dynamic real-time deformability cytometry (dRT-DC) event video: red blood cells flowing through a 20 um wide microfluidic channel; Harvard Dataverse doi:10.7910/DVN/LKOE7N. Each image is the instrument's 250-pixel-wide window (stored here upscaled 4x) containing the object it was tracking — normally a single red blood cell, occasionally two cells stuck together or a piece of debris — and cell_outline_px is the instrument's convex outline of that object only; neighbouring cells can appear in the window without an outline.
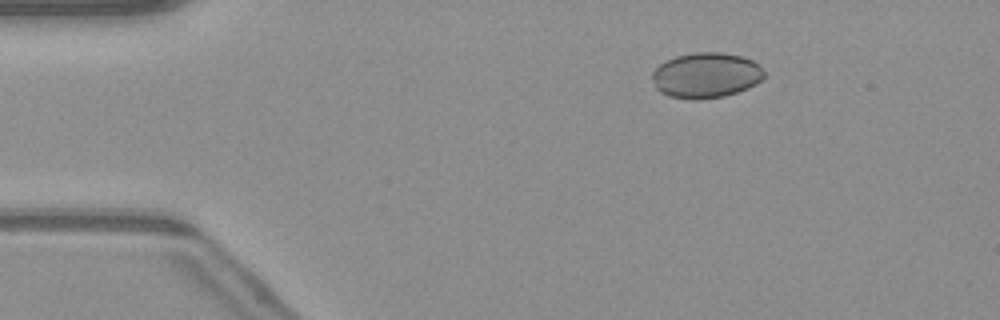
{"species": "common noctule bat (a hibernating species)", "species_latin": "Nyctalus noctula", "temperature_condition": "warm", "stored_images_in_passage": 50, "camera_frame_rate_fps": 3000, "um_per_image_px": 0.085, "animal": {"sex": "male", "body_mass_g": 23.1, "forearm_length_mm": 52.7}, "frame": {"image": 1, "passage_image": 8, "time_ms": 2.333, "image_size_px": [1000, 320], "cell_outline_px": [[764, 80], [748, 88], [724, 96], [696, 100], [692, 100], [668, 96], [660, 92], [656, 88], [652, 76], [652, 72], [660, 64], [676, 56], [696, 52], [720, 52], [740, 56], [752, 60], [764, 72]], "centroid_in_image_um": [60.01, 6.41], "position_along_channel_um": 25.0, "area_um2": 29.54}}
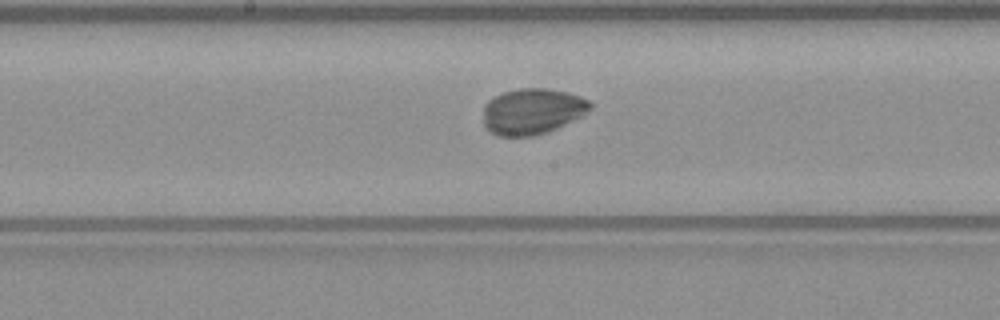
{"frame": {"image": 2, "passage_image": 26, "time_ms": 8.333, "image_size_px": [1000, 320], "cell_outline_px": [[592, 108], [584, 116], [548, 132], [532, 136], [496, 136], [484, 124], [484, 104], [488, 100], [504, 92], [520, 88], [544, 88], [568, 92], [580, 96], [588, 100], [592, 104]], "centroid_in_image_um": [45.28, 9.46], "position_along_channel_um": 202.9, "area_um2": 28.78}}
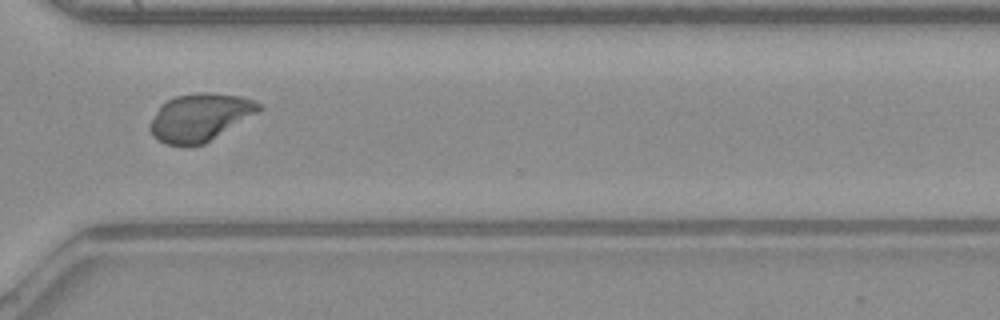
{"frame": {"image": 3, "passage_image": 37, "time_ms": 12.0, "image_size_px": [1000, 320], "cell_outline_px": [[264, 108], [260, 112], [204, 144], [188, 148], [164, 144], [152, 136], [148, 128], [156, 112], [168, 100], [176, 96], [196, 92], [212, 92], [240, 96], [252, 100], [260, 104]], "centroid_in_image_um": [17.01, 10.0], "position_along_channel_um": 353.6, "area_um2": 30.63}, "authors_computed_cell_mechanics": {"area_um2": 29.5358, "velocity_mm_per_s": 4.1188, "shape_relaxation_time_tau1_ms": 2.2581, "shape_relaxation_time_tau2_ms": 0.9631, "deformation_change_tau1": 0.0727, "deformation_change_tau2": 0.0392}}